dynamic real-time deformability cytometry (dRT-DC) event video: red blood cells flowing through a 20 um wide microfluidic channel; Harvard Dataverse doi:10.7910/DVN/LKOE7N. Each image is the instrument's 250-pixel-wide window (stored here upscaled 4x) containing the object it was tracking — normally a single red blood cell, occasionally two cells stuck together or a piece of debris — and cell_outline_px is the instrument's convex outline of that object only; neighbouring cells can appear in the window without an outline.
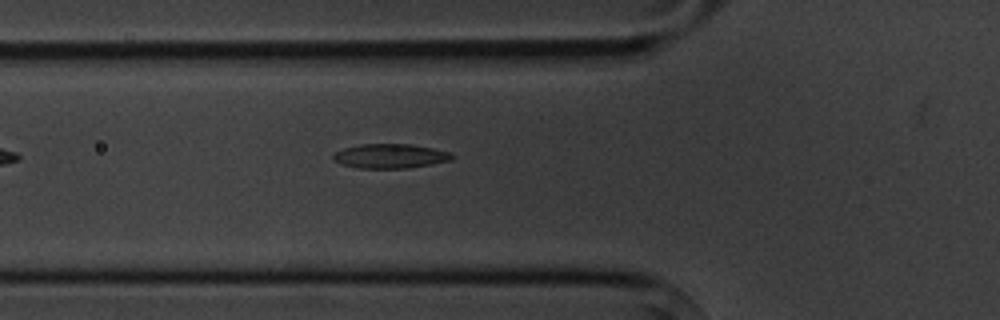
{"species": "common noctule bat (a hibernating species)", "species_latin": "Nyctalus noctula", "temperature_condition": "cold", "stored_images_in_passage": 5, "camera_frame_rate_fps": 3000, "um_per_image_px": 0.085, "animal": {"sex": "male", "body_mass_g": 20.1, "forearm_length_mm": 53.5}, "frame": {"image": 1, "passage_image": 5, "time_ms": 5.667, "image_size_px": [1000, 320], "cell_outline_px": [[456, 156], [452, 160], [432, 164], [408, 168], [356, 168], [340, 164], [332, 160], [332, 156], [336, 152], [344, 148], [360, 144], [412, 144], [432, 148], [448, 152]], "centroid_in_image_um": [33.15, 13.27], "position_along_channel_um": 92.6, "area_um2": 16.99}}